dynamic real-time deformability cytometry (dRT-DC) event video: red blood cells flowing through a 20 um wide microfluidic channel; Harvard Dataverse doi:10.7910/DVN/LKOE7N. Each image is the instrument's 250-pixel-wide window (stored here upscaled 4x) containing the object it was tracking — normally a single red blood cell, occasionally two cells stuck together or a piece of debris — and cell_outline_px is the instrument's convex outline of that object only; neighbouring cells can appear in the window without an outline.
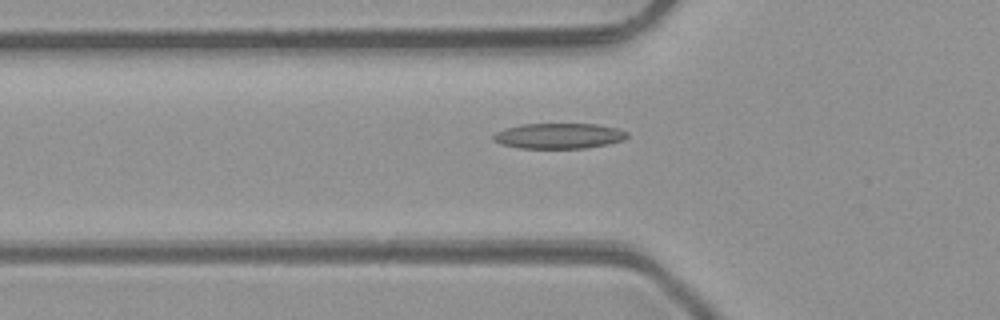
{"species": "common noctule bat (a hibernating species)", "species_latin": "Nyctalus noctula", "temperature_condition": "room temperature", "stored_images_in_passage": 4, "camera_frame_rate_fps": 3000, "um_per_image_px": 0.085, "animal": {"sex": "male", "body_mass_g": 23.1, "forearm_length_mm": 52.7}, "frame": {"image": 1, "passage_image": 4, "time_ms": 4.333, "image_size_px": [1000, 320], "cell_outline_px": [[628, 136], [624, 140], [608, 144], [584, 148], [520, 148], [500, 144], [492, 140], [492, 136], [496, 132], [520, 124], [596, 124], [616, 128], [628, 132]], "centroid_in_image_um": [47.5, 11.55], "position_along_channel_um": 78.3, "area_um2": 19.83}}